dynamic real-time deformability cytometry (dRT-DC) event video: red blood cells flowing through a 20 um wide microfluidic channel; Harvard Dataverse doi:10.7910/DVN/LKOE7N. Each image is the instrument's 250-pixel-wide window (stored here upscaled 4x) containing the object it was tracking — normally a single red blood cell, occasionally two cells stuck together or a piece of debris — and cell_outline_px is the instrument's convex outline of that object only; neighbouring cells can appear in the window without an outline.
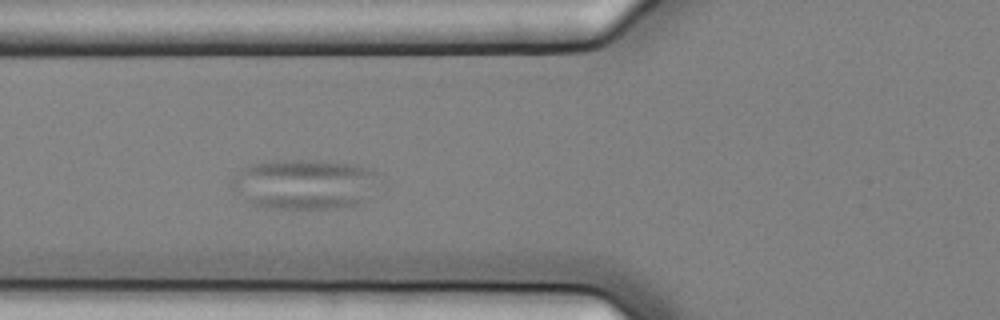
{"species": "common noctule bat (a hibernating species)", "species_latin": "Nyctalus noctula", "temperature_condition": "cold", "stored_images_in_passage": 4, "camera_frame_rate_fps": 3000, "um_per_image_px": 0.085, "animal": {"sex": "female", "body_mass_g": 25.1}, "frame": {"image": 1, "passage_image": 4, "time_ms": 1.0, "image_size_px": [1000, 320], "cell_outline_px": [[380, 172], [360, 200], [356, 204], [332, 208], [268, 208], [252, 204], [232, 184], [232, 176], [240, 168], [252, 164], [272, 160], [312, 160], [348, 164], [368, 168]], "centroid_in_image_um": [25.77, 15.62], "position_along_channel_um": 100.0, "area_um2": 41.62}}